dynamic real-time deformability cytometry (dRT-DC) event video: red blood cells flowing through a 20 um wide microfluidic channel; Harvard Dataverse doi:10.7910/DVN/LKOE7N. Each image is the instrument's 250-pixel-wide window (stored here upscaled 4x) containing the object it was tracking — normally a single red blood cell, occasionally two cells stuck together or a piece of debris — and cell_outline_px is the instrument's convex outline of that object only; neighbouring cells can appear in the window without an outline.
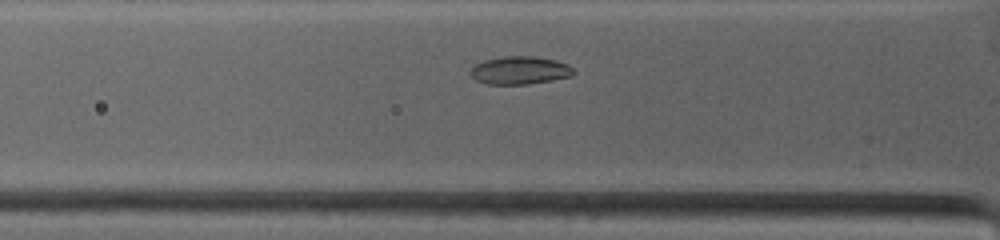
{"species": "common noctule bat (a hibernating species)", "species_latin": "Nyctalus noctula", "temperature_condition": "warm", "stored_images_in_passage": 30, "camera_frame_rate_fps": 4500, "um_per_image_px": 0.085, "animal": {"sex": "female", "body_mass_g": 19.0, "forearm_length_mm": 53.3}, "frame": {"image": 1, "passage_image": 9, "time_ms": 2.222, "image_size_px": [1000, 240], "cell_outline_px": [[576, 72], [572, 76], [552, 80], [528, 84], [488, 84], [476, 80], [468, 72], [476, 64], [484, 60], [504, 56], [536, 56], [556, 60], [568, 64]], "centroid_in_image_um": [44.2, 5.97], "position_along_channel_um": 81.6, "area_um2": 16.88}}
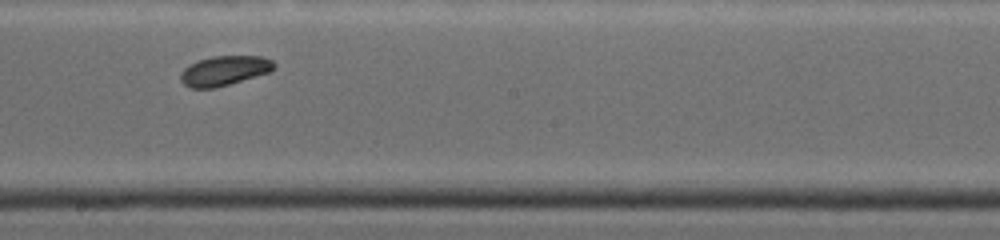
{"frame": {"image": 2, "passage_image": 18, "time_ms": 6.0, "image_size_px": [1000, 240], "cell_outline_px": [[276, 68], [272, 72], [228, 84], [212, 88], [192, 88], [184, 84], [180, 80], [180, 72], [184, 68], [200, 60], [212, 56], [260, 56], [272, 60], [276, 64]], "centroid_in_image_um": [19.11, 6.0], "position_along_channel_um": 229.1, "area_um2": 16.13}}
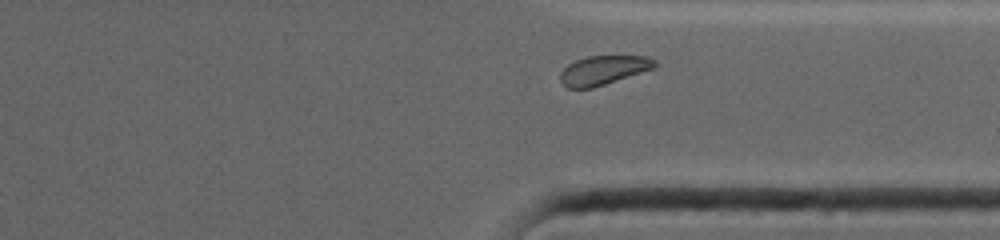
{"frame": {"image": 3, "passage_image": 27, "time_ms": 9.333, "image_size_px": [1000, 240], "cell_outline_px": [[656, 64], [652, 68], [592, 88], [568, 88], [560, 80], [560, 72], [568, 64], [576, 60], [588, 56], [648, 56], [656, 60]], "centroid_in_image_um": [51.25, 5.95], "position_along_channel_um": 360.2, "area_um2": 15.66}, "authors_computed_cell_mechanics": {"area_um2": 16.4441, "velocity_mm_per_s": 3.9138, "shape_relaxation_time_tau1_ms": 2.2557, "shape_relaxation_time_tau2_ms": null, "deformation_change_tau1": 0.0561, "deformation_change_tau2": null}}